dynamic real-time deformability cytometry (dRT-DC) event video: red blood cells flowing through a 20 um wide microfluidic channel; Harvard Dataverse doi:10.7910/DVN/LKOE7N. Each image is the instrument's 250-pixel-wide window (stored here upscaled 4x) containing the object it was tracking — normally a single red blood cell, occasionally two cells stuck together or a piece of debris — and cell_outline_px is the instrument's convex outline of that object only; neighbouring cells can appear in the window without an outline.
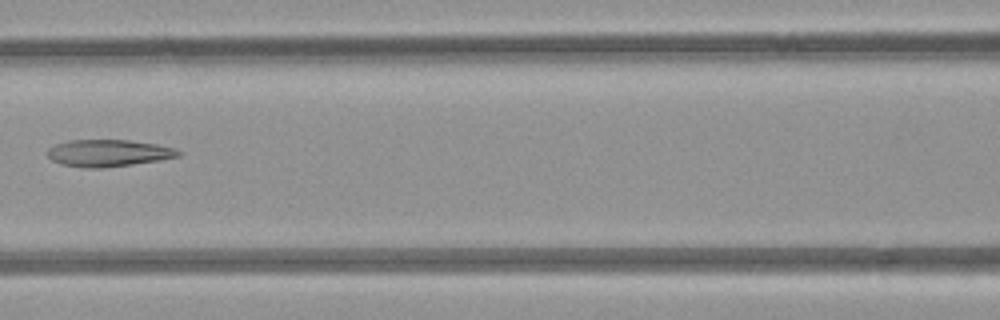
{"species": "common noctule bat (a hibernating species)", "species_latin": "Nyctalus noctula", "temperature_condition": "room temperature", "stored_images_in_passage": 5, "camera_frame_rate_fps": 3000, "um_per_image_px": 0.085, "animal": {"sex": "female", "body_mass_g": 21.9}, "frame": {"image": 1, "passage_image": 5, "time_ms": 4.667, "image_size_px": [1000, 320], "cell_outline_px": [[184, 152], [180, 156], [160, 160], [104, 168], [84, 168], [60, 164], [52, 160], [48, 156], [48, 148], [56, 144], [68, 140], [128, 140], [156, 144], [176, 148]], "centroid_in_image_um": [9.24, 13.01], "position_along_channel_um": 157.4, "area_um2": 20.69}}